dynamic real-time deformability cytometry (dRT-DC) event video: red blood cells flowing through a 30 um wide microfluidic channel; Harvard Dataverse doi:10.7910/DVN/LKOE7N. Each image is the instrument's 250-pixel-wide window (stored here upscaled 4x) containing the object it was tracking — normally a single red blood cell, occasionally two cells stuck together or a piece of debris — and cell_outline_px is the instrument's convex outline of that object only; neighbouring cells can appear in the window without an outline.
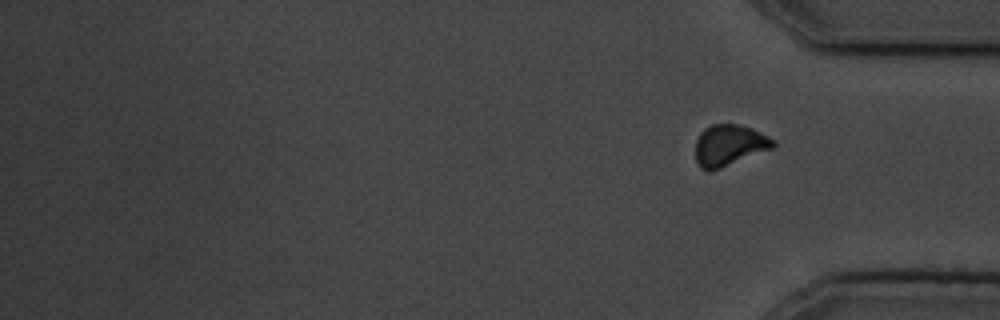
{"species": "common noctule bat (a hibernating species)", "species_latin": "Nyctalus noctula", "temperature_condition": "cold", "stored_images_in_passage": 16, "segment_of_instrument_passage": [2, 2], "camera_frame_rate_fps": 3000, "um_per_image_px": 0.085, "animal": {"sex": "male", "body_mass_g": 19.5, "forearm_length_mm": 54.6}, "frame": {"image": 1, "passage_image": 16, "time_ms": 18.333, "image_size_px": [1000, 320], "cell_outline_px": [[776, 144], [772, 148], [720, 168], [708, 172], [700, 168], [696, 160], [696, 140], [700, 132], [704, 128], [712, 124], [736, 124], [752, 128], [776, 140]], "centroid_in_image_um": [61.97, 12.34], "position_along_channel_um": 373.2, "area_um2": 18.61}}